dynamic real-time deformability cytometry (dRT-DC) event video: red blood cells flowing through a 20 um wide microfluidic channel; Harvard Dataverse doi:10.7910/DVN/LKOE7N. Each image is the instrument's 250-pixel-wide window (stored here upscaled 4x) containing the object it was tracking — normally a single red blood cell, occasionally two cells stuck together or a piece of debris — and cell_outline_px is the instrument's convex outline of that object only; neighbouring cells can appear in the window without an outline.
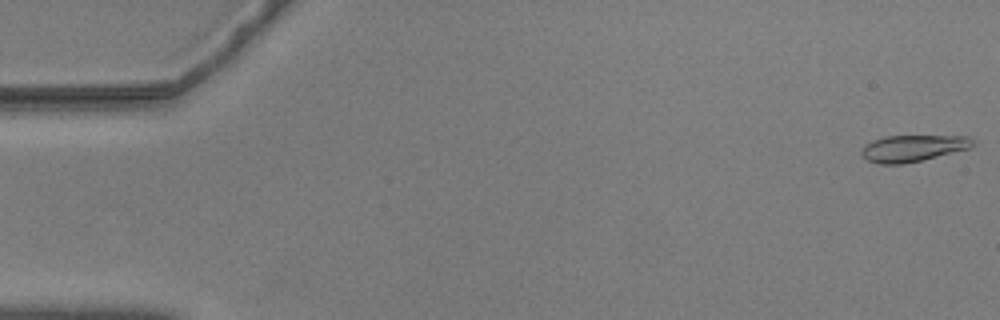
{"species": "common noctule bat (a hibernating species)", "species_latin": "Nyctalus noctula", "temperature_condition": "warm", "stored_images_in_passage": 57, "camera_frame_rate_fps": 3000, "um_per_image_px": 0.085, "animal": {"sex": "male", "body_mass_g": 20.5, "forearm_length_mm": 52.5}, "frame": {"image": 1, "passage_image": 1, "time_ms": 0.0, "image_size_px": [1000, 320], "cell_outline_px": [[976, 144], [968, 148], [904, 164], [880, 164], [868, 160], [860, 156], [860, 152], [864, 144], [872, 140], [884, 136], [968, 136], [976, 140]], "centroid_in_image_um": [77.55, 12.59], "position_along_channel_um": 7.5, "area_um2": 17.22}}
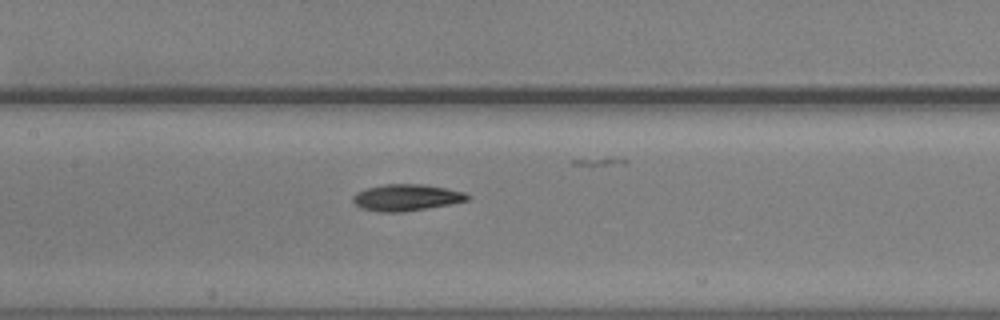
{"frame": {"image": 2, "passage_image": 27, "time_ms": 8.667, "image_size_px": [1000, 320], "cell_outline_px": [[472, 196], [468, 200], [448, 204], [400, 212], [376, 212], [360, 208], [352, 200], [352, 196], [356, 192], [368, 188], [384, 184], [424, 184], [464, 192]], "centroid_in_image_um": [34.5, 16.78], "position_along_channel_um": 172.9, "area_um2": 17.57}}
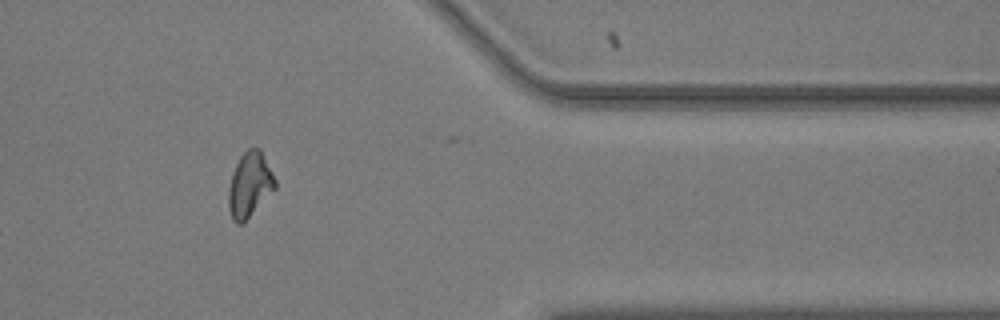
{"frame": {"image": 3, "passage_image": 47, "time_ms": 15.333, "image_size_px": [1000, 320], "cell_outline_px": [[276, 188], [240, 224], [236, 224], [232, 220], [228, 208], [228, 188], [232, 172], [240, 156], [248, 148], [260, 148], [276, 180]], "centroid_in_image_um": [21.2, 15.68], "position_along_channel_um": 390.2, "area_um2": 17.4}, "authors_computed_cell_mechanics": {"area_um2": 17.2822, "velocity_mm_per_s": 3.5687, "shape_relaxation_time_tau1_ms": 4.9958, "shape_relaxation_time_tau2_ms": 11.0695, "deformation_change_tau1": 0.1489, "deformation_change_tau2": 0.1905}}